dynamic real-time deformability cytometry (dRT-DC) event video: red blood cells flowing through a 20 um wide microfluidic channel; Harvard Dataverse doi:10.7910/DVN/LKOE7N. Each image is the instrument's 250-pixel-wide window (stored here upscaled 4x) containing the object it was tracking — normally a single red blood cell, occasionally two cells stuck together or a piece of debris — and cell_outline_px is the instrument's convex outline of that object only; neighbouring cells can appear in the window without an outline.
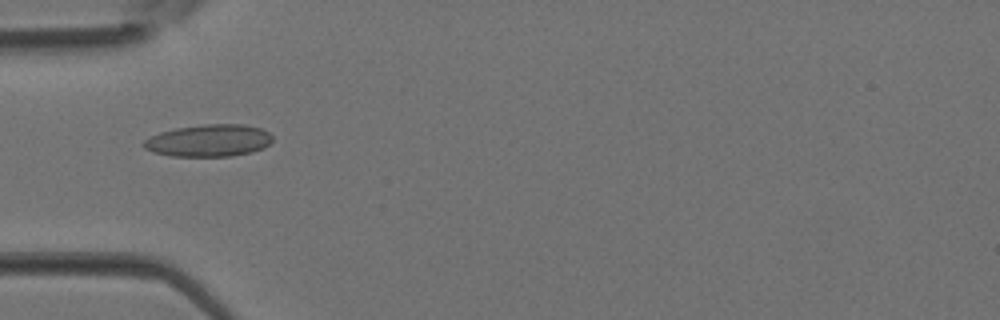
{"species": "Egyptian fruit bat (a non-hibernating species)", "species_latin": "Rousettus aegyptiacus", "temperature_condition": "room temperature", "stored_images_in_passage": 3, "camera_frame_rate_fps": 3000, "um_per_image_px": 0.085, "animal": {"sex": "female"}, "frame": {"image": 1, "passage_image": 3, "time_ms": 0.667, "image_size_px": [1000, 320], "cell_outline_px": [[272, 140], [264, 148], [252, 152], [232, 156], [172, 156], [156, 152], [144, 148], [140, 144], [144, 140], [160, 132], [176, 128], [204, 124], [244, 124], [260, 128], [268, 132], [272, 136]], "centroid_in_image_um": [17.76, 11.94], "position_along_channel_um": 67.2, "area_um2": 24.1}}